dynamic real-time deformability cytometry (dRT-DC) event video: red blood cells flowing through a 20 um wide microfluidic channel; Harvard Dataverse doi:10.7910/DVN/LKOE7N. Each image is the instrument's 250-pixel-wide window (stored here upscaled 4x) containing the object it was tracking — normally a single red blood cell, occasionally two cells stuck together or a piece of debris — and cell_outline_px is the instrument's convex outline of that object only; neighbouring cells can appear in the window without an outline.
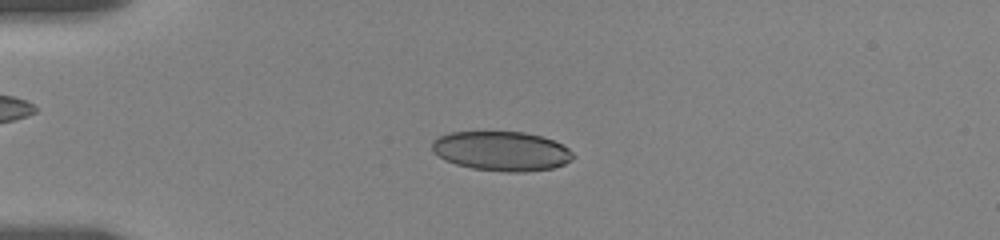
{"species": "human", "species_latin": "Homo sapiens", "temperature_condition": "room temperature", "stored_images_in_passage": 31, "camera_frame_rate_fps": 3000, "um_per_image_px": 0.085, "donor": {"sex": "female"}, "frame": {"image": 1, "passage_image": 9, "time_ms": 3.667, "image_size_px": [1000, 240], "cell_outline_px": [[576, 156], [572, 160], [564, 164], [552, 168], [524, 172], [508, 172], [472, 168], [456, 164], [444, 160], [432, 152], [432, 140], [448, 132], [524, 132], [540, 136], [552, 140], [568, 148]], "centroid_in_image_um": [42.61, 12.84], "position_along_channel_um": 42.4, "area_um2": 32.48}}
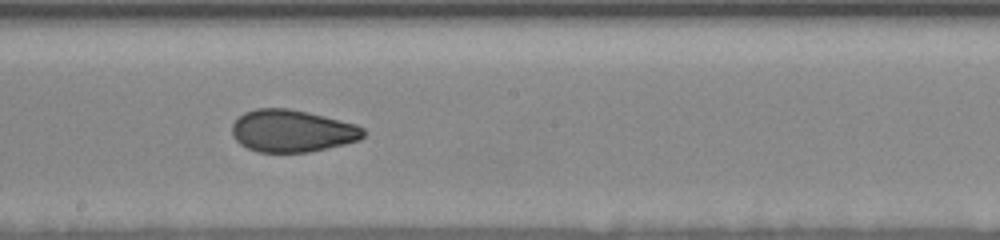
{"frame": {"image": 2, "passage_image": 20, "time_ms": 9.667, "image_size_px": [1000, 240], "cell_outline_px": [[364, 136], [360, 140], [328, 148], [308, 152], [256, 152], [240, 144], [232, 136], [232, 124], [244, 112], [256, 108], [288, 108], [308, 112], [356, 124], [364, 128]], "centroid_in_image_um": [24.82, 11.13], "position_along_channel_um": 223.4, "area_um2": 32.43}}
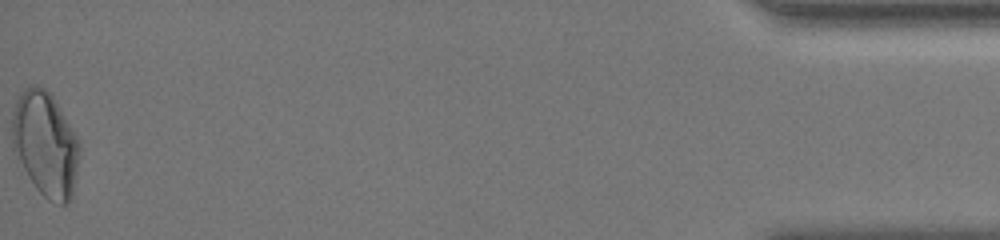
{"frame": {"image": 3, "passage_image": 31, "time_ms": 18.0, "image_size_px": [1000, 240], "cell_outline_px": [[80, 152], [72, 196], [68, 204], [60, 204], [48, 200], [36, 188], [28, 176], [12, 148], [12, 112], [16, 100], [20, 92], [24, 88], [32, 84], [36, 84], [44, 88], [56, 100], [76, 136], [80, 144]], "centroid_in_image_um": [3.85, 12.22], "position_along_channel_um": 431.4, "area_um2": 41.15}, "authors_computed_cell_mechanics": {"area_um2": 32.8882, "velocity_mm_per_s": 3.546, "shape_relaxation_time_tau1_ms": 6.4195, "shape_relaxation_time_tau2_ms": 1.4694, "deformation_change_tau1": 0.1542, "deformation_change_tau2": 0.0633}}